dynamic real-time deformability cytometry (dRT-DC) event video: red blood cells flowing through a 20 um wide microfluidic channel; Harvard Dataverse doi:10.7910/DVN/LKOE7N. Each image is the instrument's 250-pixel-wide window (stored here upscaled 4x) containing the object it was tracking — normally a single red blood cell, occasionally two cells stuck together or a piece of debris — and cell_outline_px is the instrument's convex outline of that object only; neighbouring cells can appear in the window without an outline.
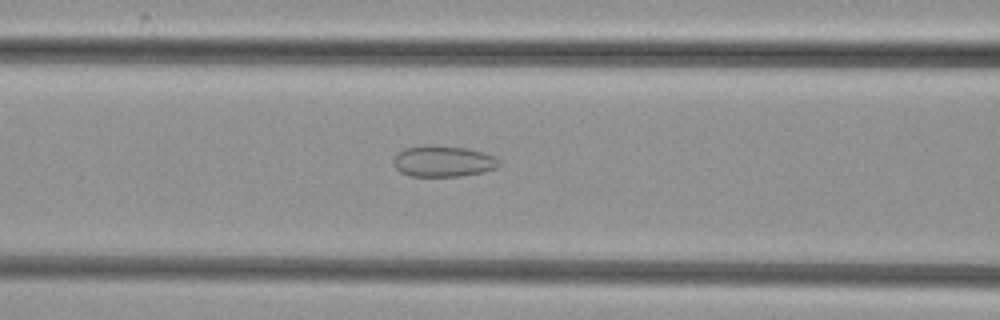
{"species": "common noctule bat (a hibernating species)", "species_latin": "Nyctalus noctula", "temperature_condition": "cold", "stored_images_in_passage": 53, "camera_frame_rate_fps": 3000, "um_per_image_px": 0.085, "animal": {"sex": "female", "body_mass_g": 29.2, "forearm_length_mm": 56.3}, "frame": {"image": 1, "passage_image": 22, "time_ms": 7.0, "image_size_px": [1000, 320], "cell_outline_px": [[500, 164], [496, 168], [484, 172], [460, 176], [408, 176], [400, 172], [392, 164], [392, 160], [396, 152], [404, 148], [424, 144], [432, 144], [468, 148], [496, 156], [500, 160]], "centroid_in_image_um": [37.63, 13.69], "position_along_channel_um": 129.0, "area_um2": 19.71}}
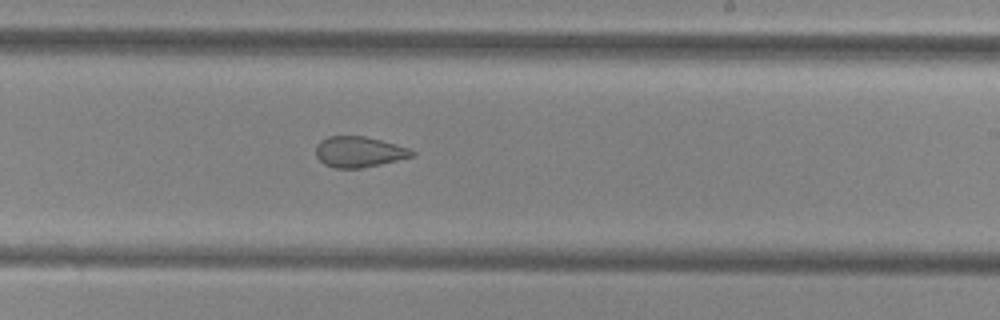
{"frame": {"image": 2, "passage_image": 32, "time_ms": 10.333, "image_size_px": [1000, 320], "cell_outline_px": [[416, 156], [380, 164], [360, 168], [336, 168], [324, 164], [316, 156], [316, 144], [320, 140], [328, 136], [364, 136], [380, 140], [408, 148], [416, 152]], "centroid_in_image_um": [30.51, 12.91], "position_along_channel_um": 258.5, "area_um2": 17.17}}
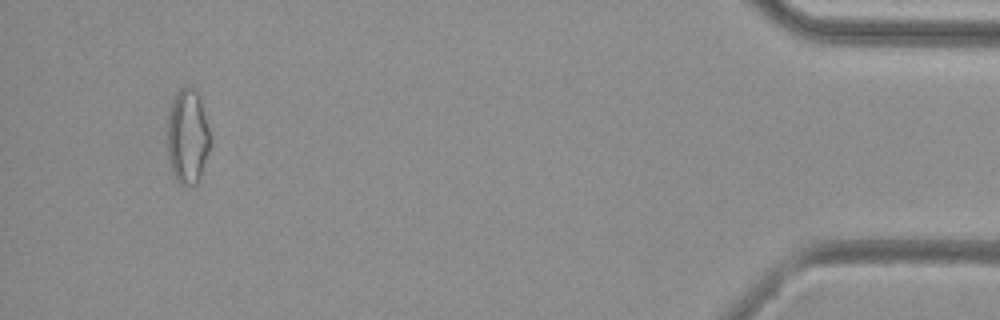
{"frame": {"image": 3, "passage_image": 50, "time_ms": 16.333, "image_size_px": [1000, 320], "cell_outline_px": [[212, 144], [200, 180], [196, 184], [180, 184], [176, 180], [172, 172], [168, 160], [168, 112], [172, 100], [180, 88], [192, 88], [196, 92], [200, 100], [208, 128]], "centroid_in_image_um": [15.95, 11.67], "position_along_channel_um": 419.2, "area_um2": 23.7}}